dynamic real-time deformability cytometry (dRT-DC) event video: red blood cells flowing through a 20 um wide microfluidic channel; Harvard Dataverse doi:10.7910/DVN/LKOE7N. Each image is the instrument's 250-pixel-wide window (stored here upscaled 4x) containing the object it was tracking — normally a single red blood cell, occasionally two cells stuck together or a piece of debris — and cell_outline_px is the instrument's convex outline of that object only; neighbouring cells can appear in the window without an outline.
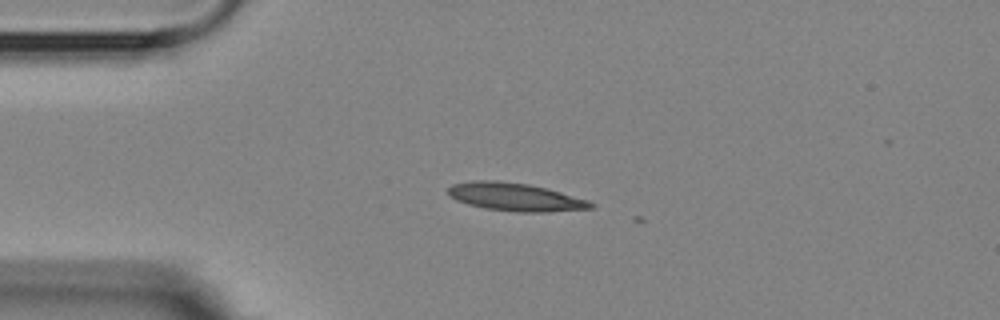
{"species": "Egyptian fruit bat (a non-hibernating species)", "species_latin": "Rousettus aegyptiacus", "temperature_condition": "room temperature", "stored_images_in_passage": 4, "camera_frame_rate_fps": 3000, "um_per_image_px": 0.085, "animal": {"sex": "female"}, "frame": {"image": 1, "passage_image": 3, "time_ms": 6.0, "image_size_px": [1000, 320], "cell_outline_px": [[596, 204], [592, 208], [548, 212], [516, 212], [484, 208], [468, 204], [456, 200], [448, 192], [448, 188], [452, 184], [472, 180], [496, 180], [528, 184], [548, 188], [588, 200]], "centroid_in_image_um": [43.81, 16.74], "position_along_channel_um": 41.2, "area_um2": 23.35}}